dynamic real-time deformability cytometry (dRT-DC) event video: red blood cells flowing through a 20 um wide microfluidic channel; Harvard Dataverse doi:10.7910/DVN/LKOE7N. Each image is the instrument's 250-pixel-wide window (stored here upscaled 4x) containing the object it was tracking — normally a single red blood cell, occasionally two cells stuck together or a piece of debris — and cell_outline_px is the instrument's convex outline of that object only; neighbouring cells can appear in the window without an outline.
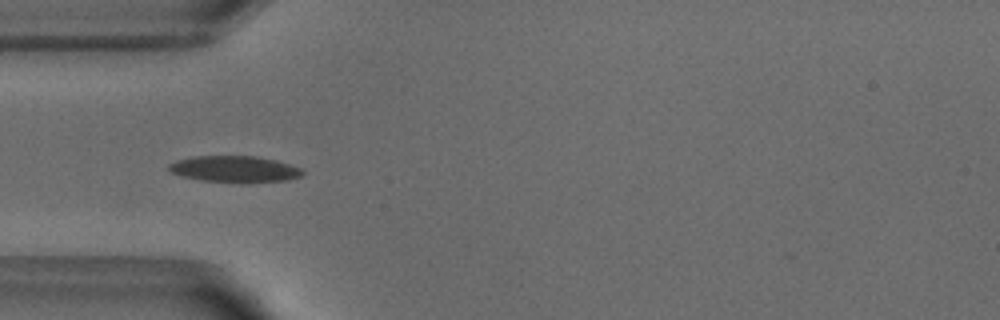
{"species": "common noctule bat (a hibernating species)", "species_latin": "Nyctalus noctula", "temperature_condition": "warm", "stored_images_in_passage": 18, "camera_frame_rate_fps": 3000, "um_per_image_px": 0.085, "animal": {"sex": "male", "body_mass_g": 18.8}, "frame": {"image": 1, "passage_image": 3, "time_ms": 0.667, "image_size_px": [1000, 320], "cell_outline_px": [[304, 176], [288, 180], [248, 184], [240, 184], [200, 180], [184, 176], [172, 172], [168, 168], [168, 164], [176, 160], [192, 156], [256, 156], [276, 160], [300, 168], [304, 172]], "centroid_in_image_um": [19.98, 14.39], "position_along_channel_um": 65.0, "area_um2": 21.04}}